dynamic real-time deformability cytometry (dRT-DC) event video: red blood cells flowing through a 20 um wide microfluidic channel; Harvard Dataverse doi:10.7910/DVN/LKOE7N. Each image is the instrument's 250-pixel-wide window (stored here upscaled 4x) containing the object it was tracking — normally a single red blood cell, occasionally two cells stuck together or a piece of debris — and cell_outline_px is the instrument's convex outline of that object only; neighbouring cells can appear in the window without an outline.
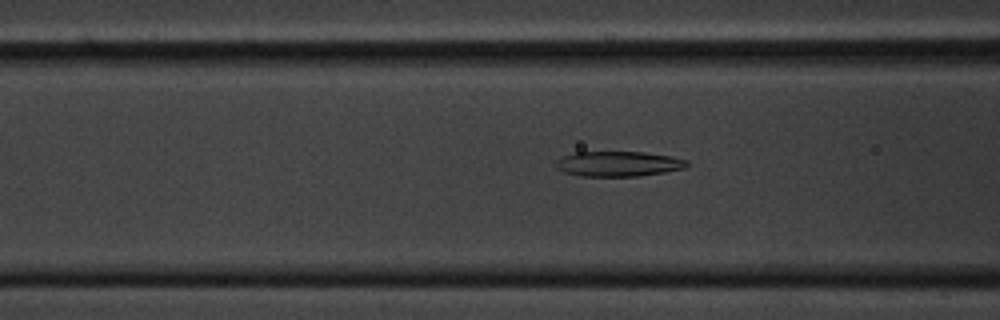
{"species": "common noctule bat (a hibernating species)", "species_latin": "Nyctalus noctula", "temperature_condition": "cold", "stored_images_in_passage": 55, "camera_frame_rate_fps": 3000, "um_per_image_px": 0.085, "animal": {"sex": "male", "body_mass_g": 20.1, "forearm_length_mm": 53.5}, "frame": {"image": 1, "passage_image": 20, "time_ms": 6.333, "image_size_px": [1000, 320], "cell_outline_px": [[688, 164], [684, 168], [664, 172], [640, 176], [580, 176], [564, 172], [556, 168], [556, 160], [564, 156], [576, 152], [644, 152], [672, 156], [688, 160]], "centroid_in_image_um": [52.57, 13.92], "position_along_channel_um": 114.0, "area_um2": 19.19}}
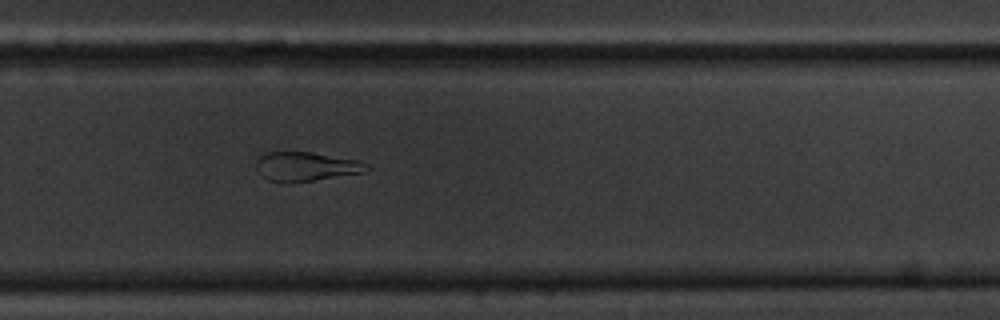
{"frame": {"image": 2, "passage_image": 36, "time_ms": 11.667, "image_size_px": [1000, 320], "cell_outline_px": [[372, 168], [364, 172], [288, 184], [284, 184], [268, 180], [256, 168], [256, 160], [264, 152], [312, 152], [356, 160], [368, 164]], "centroid_in_image_um": [25.99, 14.16], "position_along_channel_um": 303.8, "area_um2": 18.84}}
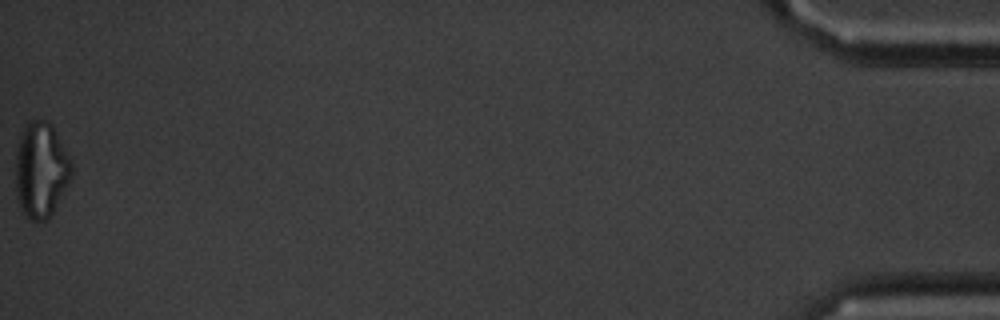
{"frame": {"image": 3, "passage_image": 55, "time_ms": 18.0, "image_size_px": [1000, 320], "cell_outline_px": [[72, 176], [64, 192], [48, 220], [32, 220], [24, 216], [20, 208], [16, 196], [16, 148], [24, 124], [28, 120], [48, 120], [52, 124], [72, 160]], "centroid_in_image_um": [3.48, 14.42], "position_along_channel_um": 431.7, "area_um2": 31.67}, "authors_computed_cell_mechanics": {"area_um2": 21.097, "velocity_mm_per_s": 3.5626, "shape_relaxation_time_tau1_ms": null, "shape_relaxation_time_tau2_ms": 3.3175, "deformation_change_tau1": null, "deformation_change_tau2": 0.1298}}